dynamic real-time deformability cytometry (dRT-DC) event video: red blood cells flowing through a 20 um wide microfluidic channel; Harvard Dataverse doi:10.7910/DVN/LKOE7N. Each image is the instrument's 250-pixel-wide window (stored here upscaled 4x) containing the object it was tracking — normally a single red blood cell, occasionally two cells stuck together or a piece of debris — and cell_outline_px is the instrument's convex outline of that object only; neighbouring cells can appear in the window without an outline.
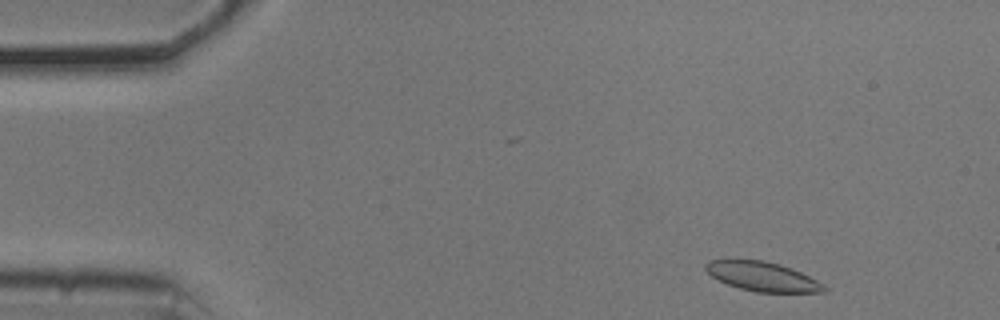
{"species": "common noctule bat (a hibernating species)", "species_latin": "Nyctalus noctula", "temperature_condition": "cold", "stored_images_in_passage": 51, "camera_frame_rate_fps": 3000, "um_per_image_px": 0.085, "animal": {"sex": "male", "body_mass_g": 20.5, "forearm_length_mm": 52.5}, "frame": {"image": 1, "passage_image": 3, "time_ms": 0.667, "image_size_px": [1000, 320], "cell_outline_px": [[828, 292], [756, 292], [740, 288], [728, 284], [712, 276], [704, 268], [704, 264], [708, 260], [764, 260], [780, 264], [792, 268], [824, 284], [828, 288]], "centroid_in_image_um": [64.83, 23.5], "position_along_channel_um": 20.2, "area_um2": 20.11}}
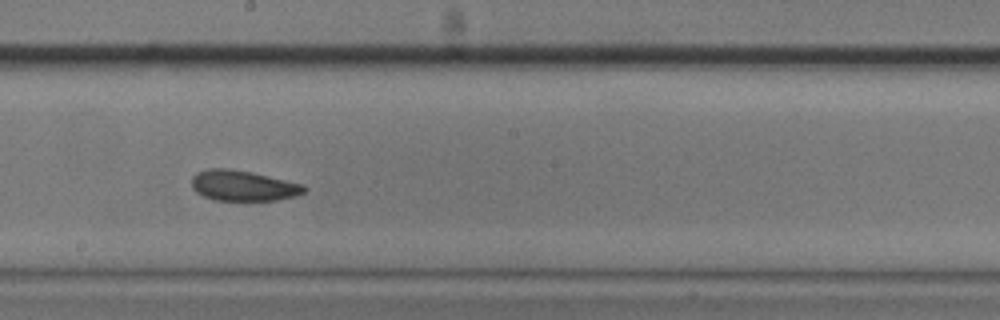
{"frame": {"image": 2, "passage_image": 27, "time_ms": 8.667, "image_size_px": [1000, 320], "cell_outline_px": [[308, 188], [304, 192], [296, 196], [276, 200], [212, 200], [196, 192], [192, 188], [192, 176], [196, 172], [208, 168], [228, 168], [248, 172], [304, 184]], "centroid_in_image_um": [20.64, 15.78], "position_along_channel_um": 227.6, "area_um2": 19.94}}
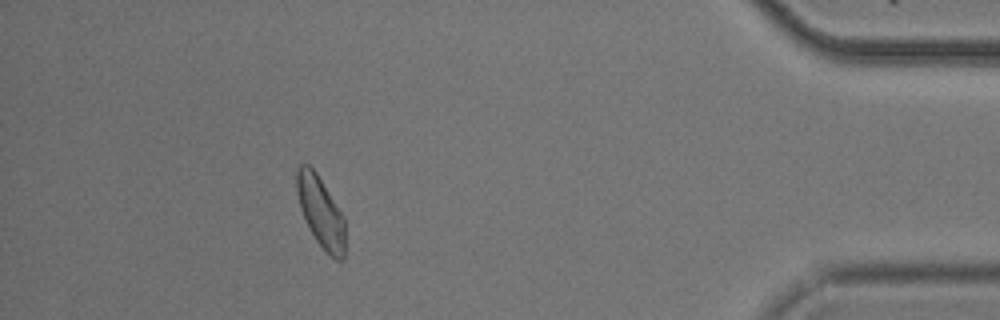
{"frame": {"image": 3, "passage_image": 46, "time_ms": 15.0, "image_size_px": [1000, 320], "cell_outline_px": [[344, 256], [340, 260], [336, 260], [316, 240], [300, 208], [296, 192], [296, 168], [300, 164], [308, 164], [316, 172], [344, 216]], "centroid_in_image_um": [27.24, 17.95], "position_along_channel_um": 408.0, "area_um2": 19.54}, "authors_computed_cell_mechanics": {"area_um2": 20.519, "velocity_mm_per_s": 3.6674, "shape_relaxation_time_tau1_ms": 6.7666, "shape_relaxation_time_tau2_ms": 3.2433, "deformation_change_tau1": 0.1112, "deformation_change_tau2": 0.0787}}